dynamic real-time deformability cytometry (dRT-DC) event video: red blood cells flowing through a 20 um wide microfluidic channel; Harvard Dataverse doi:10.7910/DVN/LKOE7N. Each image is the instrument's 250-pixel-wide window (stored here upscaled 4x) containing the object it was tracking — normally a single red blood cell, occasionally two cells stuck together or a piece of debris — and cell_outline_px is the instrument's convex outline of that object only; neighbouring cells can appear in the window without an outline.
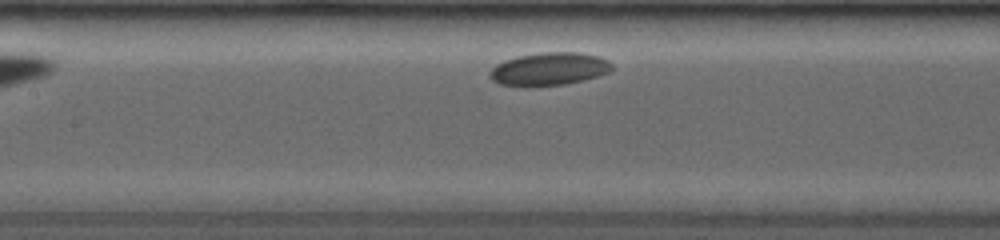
{"species": "common noctule bat (a hibernating species)", "species_latin": "Nyctalus noctula", "temperature_condition": "room temperature", "stored_images_in_passage": 30, "camera_frame_rate_fps": 4000, "um_per_image_px": 0.085, "animal": {"sex": "female", "body_mass_g": 19.0, "forearm_length_mm": 53.3}, "frame": {"image": 1, "passage_image": 13, "time_ms": 3.0, "image_size_px": [1000, 240], "cell_outline_px": [[612, 68], [608, 72], [596, 76], [564, 84], [500, 84], [492, 80], [492, 68], [496, 64], [504, 60], [516, 56], [540, 52], [580, 52], [600, 56], [608, 60], [612, 64]], "centroid_in_image_um": [46.72, 5.8], "position_along_channel_um": 160.7, "area_um2": 22.66}}